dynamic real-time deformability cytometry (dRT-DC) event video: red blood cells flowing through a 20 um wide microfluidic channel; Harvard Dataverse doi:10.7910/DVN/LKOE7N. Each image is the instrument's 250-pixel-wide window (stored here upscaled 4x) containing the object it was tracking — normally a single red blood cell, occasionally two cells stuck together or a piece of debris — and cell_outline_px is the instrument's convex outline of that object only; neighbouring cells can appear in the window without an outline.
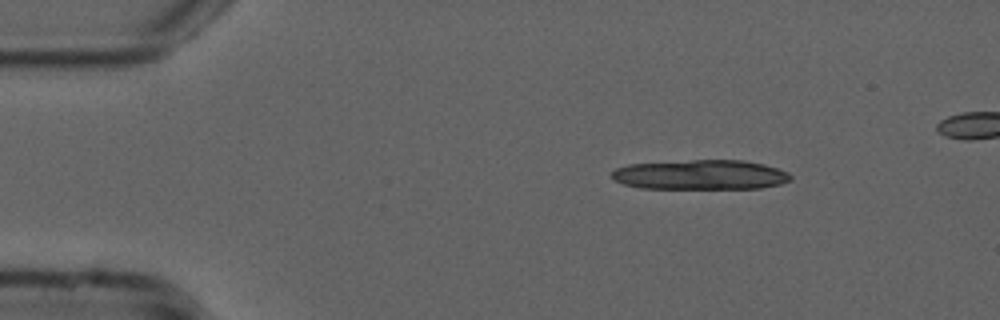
{"species": "common noctule bat (a hibernating species)", "species_latin": "Nyctalus noctula", "temperature_condition": "cold", "stored_images_in_passage": 14, "camera_frame_rate_fps": 3000, "um_per_image_px": 0.085, "animal": {"sex": "male", "forearm_length_mm": 52.5}, "frame": {"image": 1, "passage_image": 1, "time_ms": 0.0, "image_size_px": [1000, 320], "cell_outline_px": [[792, 180], [780, 184], [760, 188], [640, 188], [624, 184], [612, 180], [612, 172], [616, 168], [628, 164], [692, 160], [744, 160], [764, 164], [788, 172], [792, 176]], "centroid_in_image_um": [59.55, 14.85], "position_along_channel_um": 25.5, "area_um2": 31.04}}